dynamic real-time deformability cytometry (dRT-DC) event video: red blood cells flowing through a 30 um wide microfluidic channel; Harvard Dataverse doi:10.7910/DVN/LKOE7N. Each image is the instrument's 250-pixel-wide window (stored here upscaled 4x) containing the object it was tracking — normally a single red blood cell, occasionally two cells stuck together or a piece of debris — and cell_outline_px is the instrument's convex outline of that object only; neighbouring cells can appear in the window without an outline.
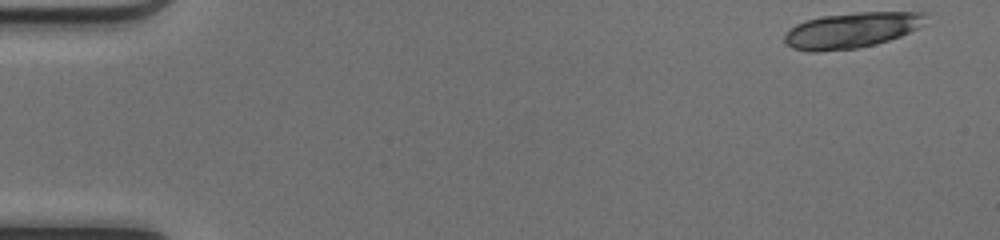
{"species": "common noctule bat (a hibernating species)", "species_latin": "Nyctalus noctula", "temperature_condition": "cold", "stored_images_in_passage": 17, "camera_frame_rate_fps": 3000, "um_per_image_px": 0.085, "animal": {"sex": "female", "body_mass_g": 17.0, "forearm_length_mm": 48.0}, "frame": {"image": 1, "passage_image": 1, "time_ms": 0.0, "image_size_px": [1000, 240], "cell_outline_px": [[928, 12], [916, 28], [900, 36], [888, 40], [860, 48], [816, 52], [812, 52], [792, 48], [784, 40], [784, 36], [796, 24], [804, 20], [820, 16], [856, 12]], "centroid_in_image_um": [72.32, 2.57], "position_along_channel_um": 12.7, "area_um2": 28.96}}